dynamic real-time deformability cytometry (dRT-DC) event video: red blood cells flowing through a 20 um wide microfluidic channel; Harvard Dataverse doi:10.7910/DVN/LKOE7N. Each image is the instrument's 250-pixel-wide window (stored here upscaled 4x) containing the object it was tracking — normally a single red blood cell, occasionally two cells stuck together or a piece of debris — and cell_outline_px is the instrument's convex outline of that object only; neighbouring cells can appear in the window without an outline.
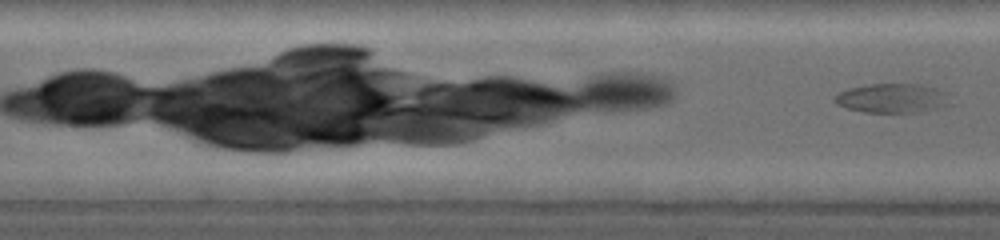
{"species": "common noctule bat (a hibernating species)", "species_latin": "Nyctalus noctula", "temperature_condition": "warm", "stored_images_in_passage": 11, "camera_frame_rate_fps": 5000, "um_per_image_px": 0.085, "animal": {"sex": "female", "body_mass_g": 19.0, "forearm_length_mm": 53.3}, "frame": {"image": 1, "passage_image": 11, "time_ms": 6.4, "image_size_px": [1000, 240], "cell_outline_px": [[952, 104], [924, 112], [864, 112], [844, 108], [836, 104], [832, 100], [840, 92], [848, 88], [868, 84], [920, 84], [936, 88], [948, 92]], "centroid_in_image_um": [75.88, 8.35], "position_along_channel_um": 131.5, "area_um2": 20.06}}